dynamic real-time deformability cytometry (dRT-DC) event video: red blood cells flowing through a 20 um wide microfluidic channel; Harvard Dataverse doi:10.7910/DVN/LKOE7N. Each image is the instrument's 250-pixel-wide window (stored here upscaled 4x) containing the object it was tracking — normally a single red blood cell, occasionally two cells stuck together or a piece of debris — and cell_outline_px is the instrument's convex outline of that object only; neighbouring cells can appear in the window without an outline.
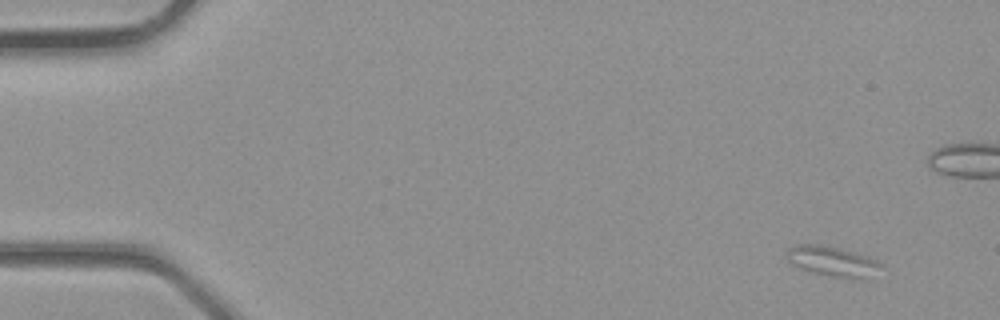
{"species": "common noctule bat (a hibernating species)", "species_latin": "Nyctalus noctula", "temperature_condition": "room temperature", "stored_images_in_passage": 7, "camera_frame_rate_fps": 3000, "um_per_image_px": 0.085, "animal": {"sex": "male", "body_mass_g": 23.1, "forearm_length_mm": 52.7}, "frame": {"image": 1, "passage_image": 1, "time_ms": 0.0, "image_size_px": [1000, 320], "cell_outline_px": [[884, 264], [864, 276], [828, 276], [812, 272], [800, 268], [792, 264], [788, 260], [788, 248], [796, 244], [820, 244], [840, 248], [868, 256], [880, 260]], "centroid_in_image_um": [70.68, 22.15], "position_along_channel_um": 14.3, "area_um2": 15.84}}